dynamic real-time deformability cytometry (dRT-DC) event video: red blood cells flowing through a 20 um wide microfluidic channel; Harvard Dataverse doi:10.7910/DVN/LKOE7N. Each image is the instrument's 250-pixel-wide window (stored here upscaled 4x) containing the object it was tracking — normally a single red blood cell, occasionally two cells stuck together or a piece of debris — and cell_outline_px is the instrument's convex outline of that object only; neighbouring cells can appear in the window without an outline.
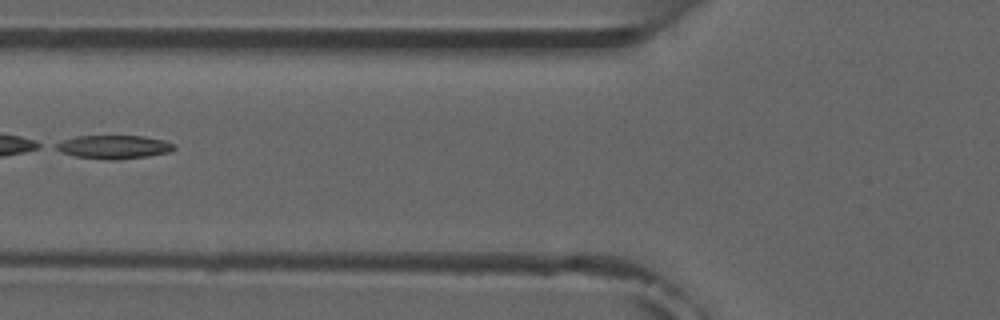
{"species": "common noctule bat (a hibernating species)", "species_latin": "Nyctalus noctula", "temperature_condition": "room temperature", "stored_images_in_passage": 5, "camera_frame_rate_fps": 3000, "um_per_image_px": 0.085, "animal": {"sex": "male", "forearm_length_mm": 52.5}, "frame": {"image": 1, "passage_image": 4, "time_ms": 3.667, "image_size_px": [1000, 320], "cell_outline_px": [[176, 148], [168, 152], [148, 156], [116, 160], [104, 160], [72, 156], [60, 152], [52, 148], [56, 144], [64, 140], [76, 136], [144, 136], [164, 140], [176, 144]], "centroid_in_image_um": [9.65, 12.5], "position_along_channel_um": 116.2, "area_um2": 16.42}}
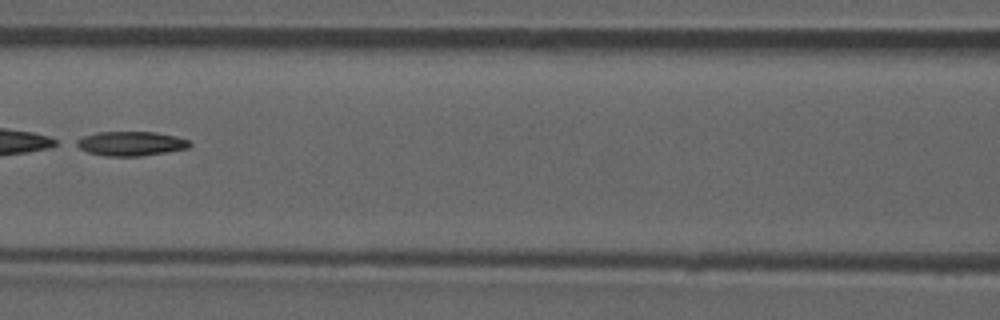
{"frame": {"image": 2, "passage_image": 5, "time_ms": 4.667, "image_size_px": [1000, 320], "cell_outline_px": [[192, 144], [188, 148], [168, 152], [140, 156], [104, 156], [88, 152], [72, 144], [76, 140], [84, 136], [100, 132], [156, 132], [176, 136], [188, 140]], "centroid_in_image_um": [11.12, 12.21], "position_along_channel_um": 155.5, "area_um2": 16.13}}